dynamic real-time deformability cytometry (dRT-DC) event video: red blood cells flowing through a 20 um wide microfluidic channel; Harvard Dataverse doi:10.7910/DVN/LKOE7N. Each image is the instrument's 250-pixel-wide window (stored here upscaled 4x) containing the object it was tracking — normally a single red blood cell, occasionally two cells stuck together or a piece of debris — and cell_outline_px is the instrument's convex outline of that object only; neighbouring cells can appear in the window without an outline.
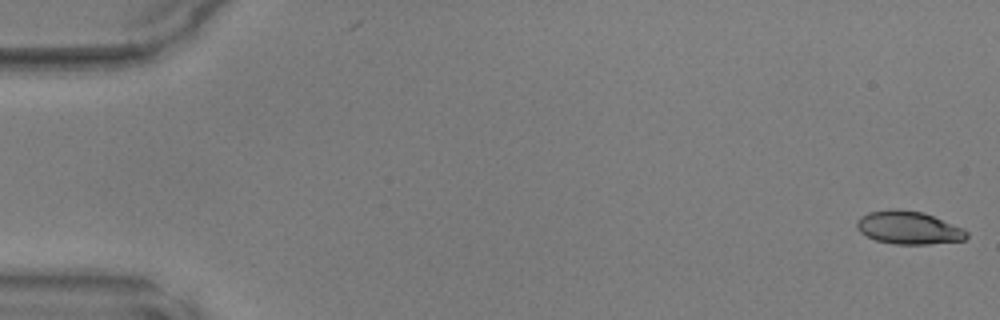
{"species": "common noctule bat (a hibernating species)", "species_latin": "Nyctalus noctula", "temperature_condition": "warm", "stored_images_in_passage": 49, "segment_of_instrument_passage": [1, 2], "camera_frame_rate_fps": 3000, "um_per_image_px": 0.085, "animal": {"sex": "male", "body_mass_g": 17.9, "forearm_length_mm": 54.2}, "frame": {"image": 1, "passage_image": 1, "time_ms": 0.0, "image_size_px": [1000, 320], "cell_outline_px": [[968, 236], [964, 240], [928, 244], [892, 244], [876, 240], [860, 232], [856, 228], [856, 220], [860, 216], [868, 212], [896, 208], [900, 208], [924, 212], [964, 228], [968, 232]], "centroid_in_image_um": [77.22, 19.34], "position_along_channel_um": 7.8, "area_um2": 21.39}}
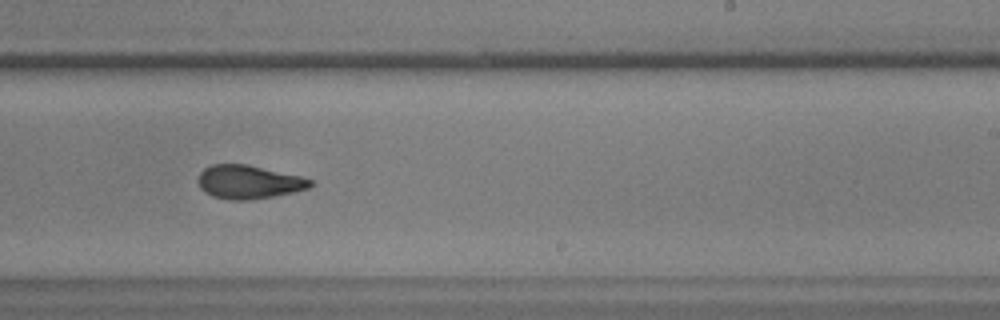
{"frame": {"image": 2, "passage_image": 30, "time_ms": 9.667, "image_size_px": [1000, 320], "cell_outline_px": [[316, 184], [308, 188], [292, 192], [272, 196], [248, 200], [228, 200], [212, 196], [204, 192], [200, 188], [196, 180], [200, 172], [204, 168], [212, 164], [244, 164], [300, 176], [312, 180]], "centroid_in_image_um": [21.09, 15.47], "position_along_channel_um": 267.9, "area_um2": 21.91}}
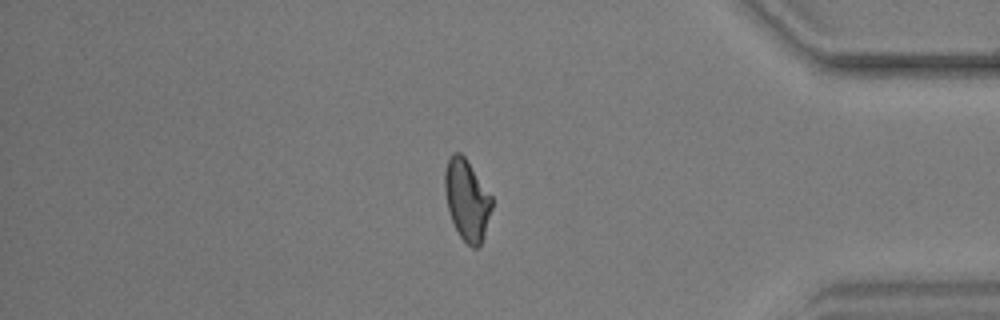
{"frame": {"image": 3, "passage_image": 41, "time_ms": 13.333, "image_size_px": [1000, 320], "cell_outline_px": [[492, 208], [484, 236], [480, 244], [476, 248], [472, 248], [460, 236], [452, 220], [448, 208], [444, 192], [444, 172], [448, 160], [452, 152], [460, 152], [464, 156], [492, 196]], "centroid_in_image_um": [39.68, 16.97], "position_along_channel_um": 395.5, "area_um2": 22.02}}